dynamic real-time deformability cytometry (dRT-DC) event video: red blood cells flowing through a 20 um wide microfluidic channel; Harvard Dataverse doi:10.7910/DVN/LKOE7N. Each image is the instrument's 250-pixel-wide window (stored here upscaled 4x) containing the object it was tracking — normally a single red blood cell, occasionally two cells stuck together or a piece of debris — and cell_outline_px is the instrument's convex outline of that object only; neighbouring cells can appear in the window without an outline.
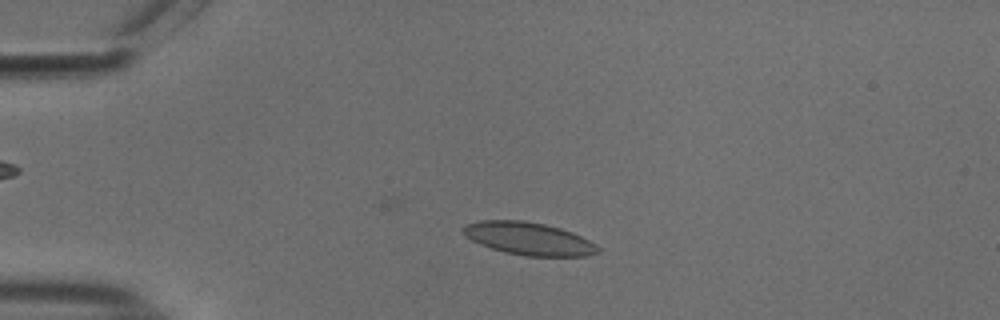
{"species": "common noctule bat (a hibernating species)", "species_latin": "Nyctalus noctula", "temperature_condition": "cold", "stored_images_in_passage": 51, "camera_frame_rate_fps": 3000, "um_per_image_px": 0.085, "animal": {"sex": "male", "body_mass_g": 18.8}, "frame": {"image": 1, "passage_image": 10, "time_ms": 3.0, "image_size_px": [1000, 320], "cell_outline_px": [[600, 252], [588, 256], [524, 256], [504, 252], [480, 244], [472, 240], [460, 228], [464, 224], [480, 220], [524, 220], [544, 224], [560, 228], [572, 232], [596, 244], [600, 248]], "centroid_in_image_um": [44.95, 20.28], "position_along_channel_um": 40.1, "area_um2": 25.72}}
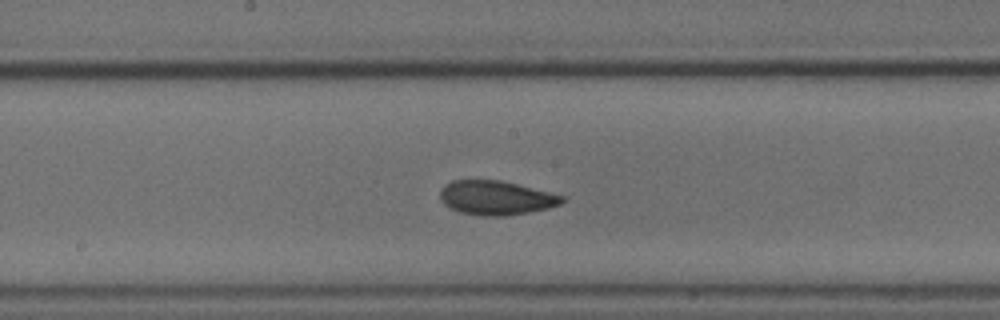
{"frame": {"image": 2, "passage_image": 26, "time_ms": 8.333, "image_size_px": [1000, 320], "cell_outline_px": [[564, 200], [560, 204], [548, 208], [528, 212], [504, 216], [484, 216], [460, 212], [444, 204], [440, 200], [440, 192], [444, 184], [452, 180], [500, 180], [564, 196]], "centroid_in_image_um": [42.12, 16.81], "position_along_channel_um": 206.1, "area_um2": 24.04}}
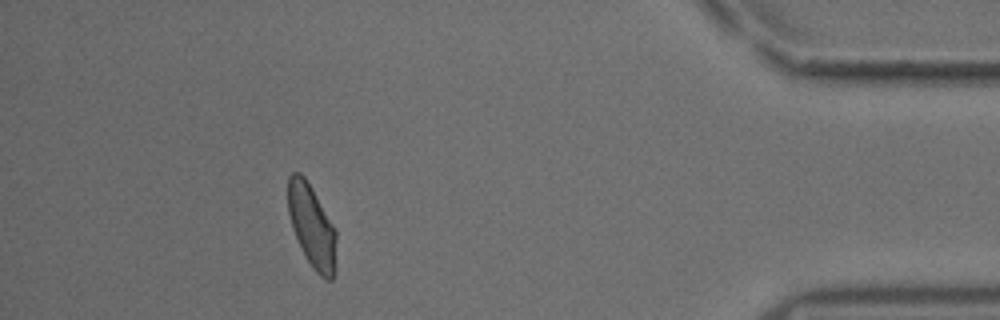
{"frame": {"image": 3, "passage_image": 46, "time_ms": 15.0, "image_size_px": [1000, 320], "cell_outline_px": [[336, 236], [332, 280], [324, 280], [316, 272], [308, 260], [292, 228], [288, 212], [288, 176], [292, 172], [300, 172], [304, 176], [312, 188], [336, 228]], "centroid_in_image_um": [26.49, 19.16], "position_along_channel_um": 408.7, "area_um2": 22.95}, "authors_computed_cell_mechanics": {"area_um2": 24.1026, "velocity_mm_per_s": 3.7506, "shape_relaxation_time_tau1_ms": 9.9088, "shape_relaxation_time_tau2_ms": 1.5395, "deformation_change_tau1": 0.1516, "deformation_change_tau2": 0.0566}}